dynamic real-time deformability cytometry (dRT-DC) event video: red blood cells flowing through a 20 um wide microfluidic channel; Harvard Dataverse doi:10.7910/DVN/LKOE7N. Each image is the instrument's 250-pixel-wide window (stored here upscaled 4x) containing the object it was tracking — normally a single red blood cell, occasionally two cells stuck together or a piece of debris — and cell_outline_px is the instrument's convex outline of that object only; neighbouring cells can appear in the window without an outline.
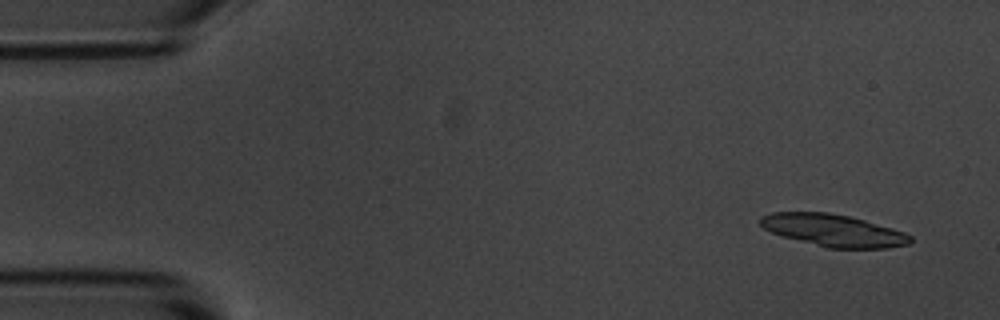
{"species": "common noctule bat (a hibernating species)", "species_latin": "Nyctalus noctula", "temperature_condition": "room temperature", "stored_images_in_passage": 7, "segment_of_instrument_passage": [1, 2], "camera_frame_rate_fps": 3000, "um_per_image_px": 0.085, "animal": {"sex": "male", "body_mass_g": 20.1, "forearm_length_mm": 53.5}, "frame": {"image": 1, "passage_image": 2, "time_ms": 1.0, "image_size_px": [1000, 320], "cell_outline_px": [[912, 240], [908, 244], [888, 248], [828, 248], [784, 236], [772, 232], [764, 228], [760, 224], [760, 216], [772, 212], [828, 212], [848, 216], [864, 220], [892, 228], [904, 232], [912, 236]], "centroid_in_image_um": [70.85, 19.58], "position_along_channel_um": 14.2, "area_um2": 27.86}}